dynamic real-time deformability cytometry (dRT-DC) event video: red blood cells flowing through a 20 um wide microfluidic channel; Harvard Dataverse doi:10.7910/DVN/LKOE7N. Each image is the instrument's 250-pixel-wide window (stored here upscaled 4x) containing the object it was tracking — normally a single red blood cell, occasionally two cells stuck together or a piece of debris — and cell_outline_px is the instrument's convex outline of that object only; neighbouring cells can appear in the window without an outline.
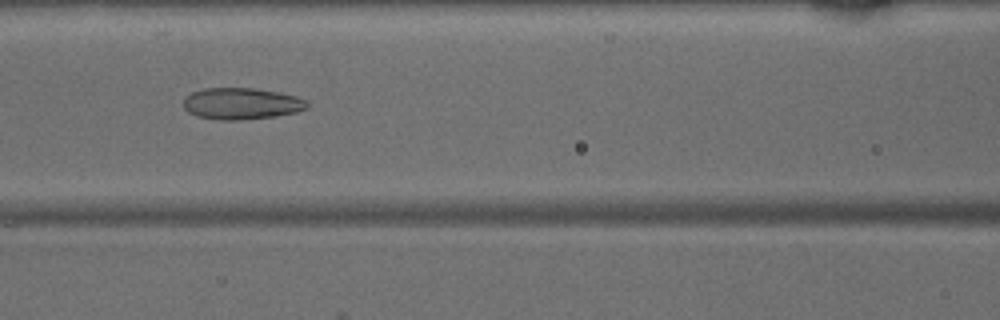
{"species": "common noctule bat (a hibernating species)", "species_latin": "Nyctalus noctula", "temperature_condition": "warm", "stored_images_in_passage": 41, "camera_frame_rate_fps": 3000, "um_per_image_px": 0.085, "animal": {"sex": "male", "body_mass_g": 15.6}, "frame": {"image": 1, "passage_image": 14, "time_ms": 4.333, "image_size_px": [1000, 320], "cell_outline_px": [[308, 108], [296, 112], [276, 116], [240, 120], [220, 120], [196, 116], [188, 112], [184, 108], [184, 96], [192, 92], [204, 88], [256, 88], [280, 92], [296, 96], [304, 100], [308, 104]], "centroid_in_image_um": [20.51, 8.8], "position_along_channel_um": 146.1, "area_um2": 22.89}}
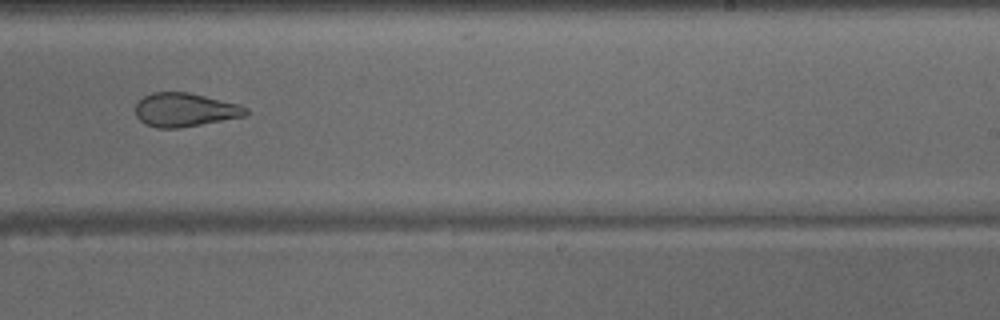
{"frame": {"image": 2, "passage_image": 23, "time_ms": 7.333, "image_size_px": [1000, 320], "cell_outline_px": [[248, 112], [244, 116], [200, 124], [176, 128], [156, 128], [144, 124], [136, 116], [136, 104], [144, 96], [152, 92], [188, 92], [240, 104], [248, 108]], "centroid_in_image_um": [15.7, 9.33], "position_along_channel_um": 273.3, "area_um2": 21.56}}
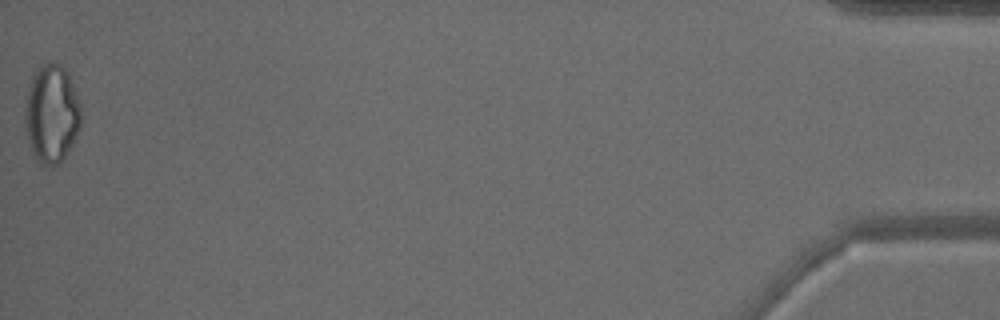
{"frame": {"image": 3, "passage_image": 41, "time_ms": 13.333, "image_size_px": [1000, 320], "cell_outline_px": [[80, 128], [72, 144], [60, 164], [52, 168], [40, 164], [36, 160], [28, 140], [24, 128], [24, 100], [28, 88], [36, 68], [52, 60], [56, 60], [68, 72], [80, 104]], "centroid_in_image_um": [4.36, 9.67], "position_along_channel_um": 430.8, "area_um2": 32.71}}